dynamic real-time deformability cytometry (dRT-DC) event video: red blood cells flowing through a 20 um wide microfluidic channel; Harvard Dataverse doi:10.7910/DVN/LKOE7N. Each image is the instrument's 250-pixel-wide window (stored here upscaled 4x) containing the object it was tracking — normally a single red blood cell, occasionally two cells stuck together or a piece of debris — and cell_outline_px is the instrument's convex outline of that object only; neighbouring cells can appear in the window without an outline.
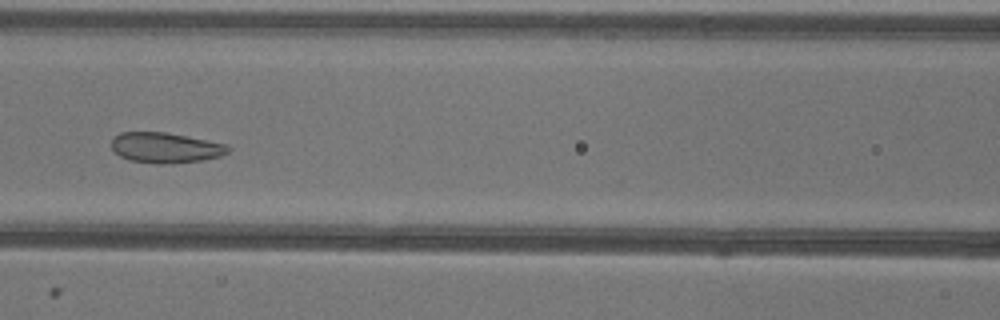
{"species": "common noctule bat (a hibernating species)", "species_latin": "Nyctalus noctula", "temperature_condition": "warm", "stored_images_in_passage": 28, "camera_frame_rate_fps": 3000, "um_per_image_px": 0.085, "animal": {"sex": "female"}, "frame": {"image": 1, "passage_image": 23, "time_ms": 7.333, "image_size_px": [1000, 320], "cell_outline_px": [[232, 148], [228, 152], [220, 156], [200, 160], [164, 164], [156, 164], [128, 160], [120, 156], [112, 148], [112, 136], [120, 132], [164, 132], [188, 136], [228, 144]], "centroid_in_image_um": [14.06, 12.54], "position_along_channel_um": 152.5, "area_um2": 20.75}}
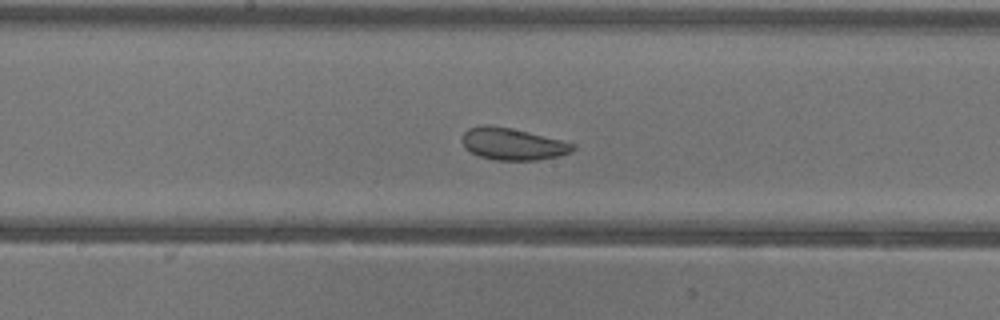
{"frame": {"image": 2, "passage_image": 27, "time_ms": 8.667, "image_size_px": [1000, 320], "cell_outline_px": [[576, 148], [572, 152], [556, 156], [536, 160], [496, 160], [480, 156], [464, 148], [464, 132], [468, 128], [480, 124], [484, 124], [512, 128], [576, 144]], "centroid_in_image_um": [43.58, 12.23], "position_along_channel_um": 204.6, "area_um2": 20.4}}